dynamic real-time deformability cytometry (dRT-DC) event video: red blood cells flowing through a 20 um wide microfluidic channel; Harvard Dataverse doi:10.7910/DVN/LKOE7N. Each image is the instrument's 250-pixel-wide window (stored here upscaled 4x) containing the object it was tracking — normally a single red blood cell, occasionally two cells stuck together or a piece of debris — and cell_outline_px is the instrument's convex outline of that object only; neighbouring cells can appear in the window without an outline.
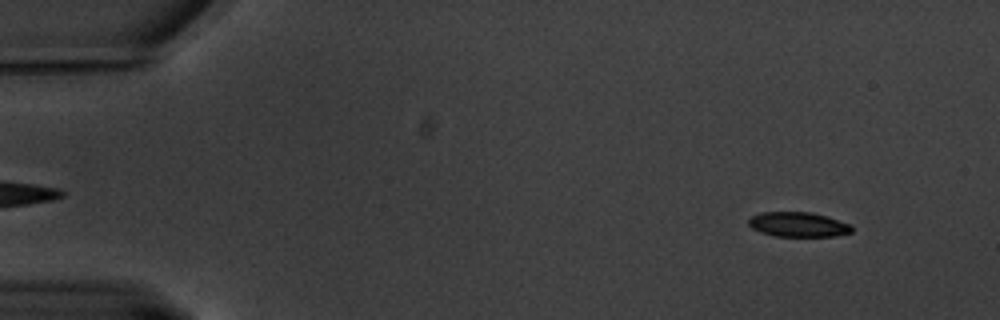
{"species": "common noctule bat (a hibernating species)", "species_latin": "Nyctalus noctula", "temperature_condition": "warm", "stored_images_in_passage": 62, "camera_frame_rate_fps": 3000, "um_per_image_px": 0.085, "animal": {"sex": "male", "body_mass_g": 20.1, "forearm_length_mm": 53.5}, "frame": {"image": 1, "passage_image": 6, "time_ms": 1.667, "image_size_px": [1000, 320], "cell_outline_px": [[852, 232], [836, 236], [772, 236], [760, 232], [752, 228], [748, 224], [748, 220], [752, 216], [760, 212], [812, 212], [852, 224]], "centroid_in_image_um": [67.84, 19.08], "position_along_channel_um": 17.2, "area_um2": 14.97}}
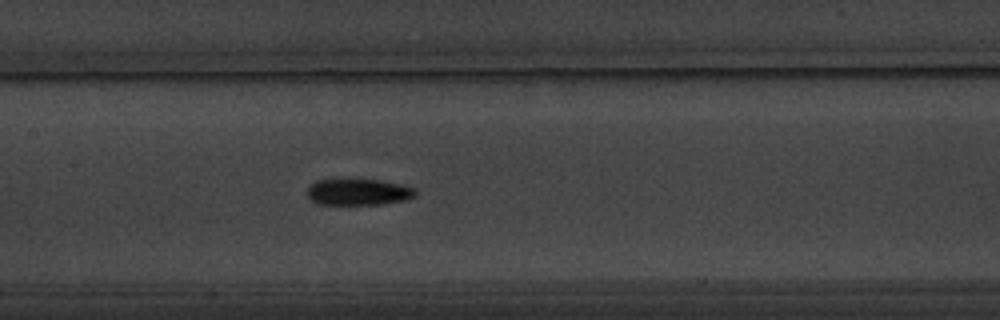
{"frame": {"image": 2, "passage_image": 30, "time_ms": 9.667, "image_size_px": [1000, 320], "cell_outline_px": [[416, 196], [404, 200], [384, 204], [316, 204], [308, 200], [308, 188], [316, 180], [340, 176], [348, 176], [380, 180], [400, 184], [416, 188]], "centroid_in_image_um": [30.41, 16.26], "position_along_channel_um": 177.0, "area_um2": 17.63}}
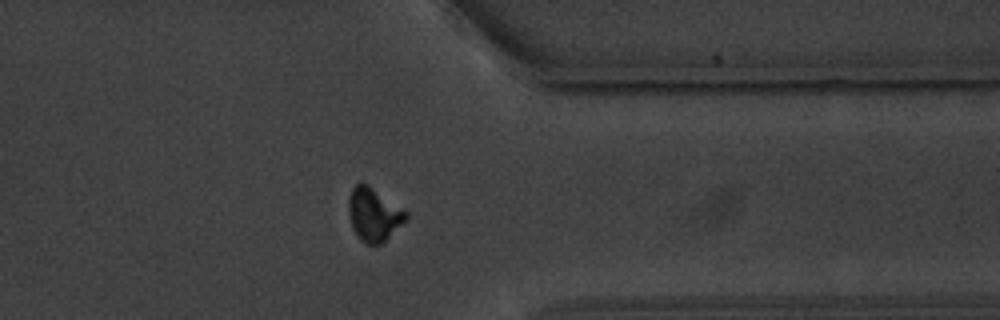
{"frame": {"image": 3, "passage_image": 49, "time_ms": 16.0, "image_size_px": [1000, 320], "cell_outline_px": [[408, 220], [380, 244], [368, 244], [360, 240], [352, 228], [348, 216], [348, 200], [352, 188], [356, 184], [368, 184], [408, 212]], "centroid_in_image_um": [31.77, 18.24], "position_along_channel_um": 379.6, "area_um2": 17.86}, "authors_computed_cell_mechanics": {"area_um2": 16.6753, "velocity_mm_per_s": 3.3014, "shape_relaxation_time_tau1_ms": 3.08, "shape_relaxation_time_tau2_ms": 6.4201, "deformation_change_tau1": 0.1732, "deformation_change_tau2": 0.0979}}